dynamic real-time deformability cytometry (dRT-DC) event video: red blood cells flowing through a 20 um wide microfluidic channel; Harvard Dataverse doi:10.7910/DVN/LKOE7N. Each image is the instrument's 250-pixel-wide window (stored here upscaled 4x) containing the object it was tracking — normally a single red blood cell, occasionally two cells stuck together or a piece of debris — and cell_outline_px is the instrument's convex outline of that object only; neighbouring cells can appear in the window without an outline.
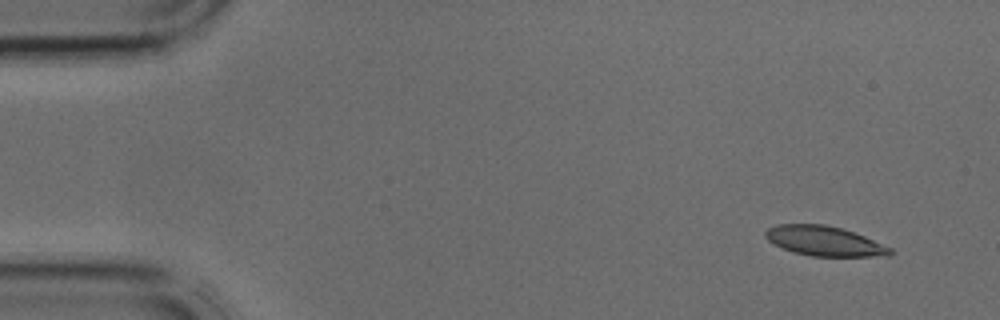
{"species": "common noctule bat (a hibernating species)", "species_latin": "Nyctalus noctula", "temperature_condition": "cold", "stored_images_in_passage": 3, "camera_frame_rate_fps": 3000, "um_per_image_px": 0.085, "animal": {"sex": "male", "body_mass_g": 17.9, "forearm_length_mm": 54.2}, "frame": {"image": 1, "passage_image": 1, "time_ms": 0.0, "image_size_px": [1000, 320], "cell_outline_px": [[892, 252], [888, 256], [812, 256], [792, 252], [768, 240], [764, 236], [764, 232], [768, 228], [776, 224], [824, 224], [840, 228], [864, 236], [892, 248]], "centroid_in_image_um": [70.05, 20.48], "position_along_channel_um": 15.0, "area_um2": 21.44}}
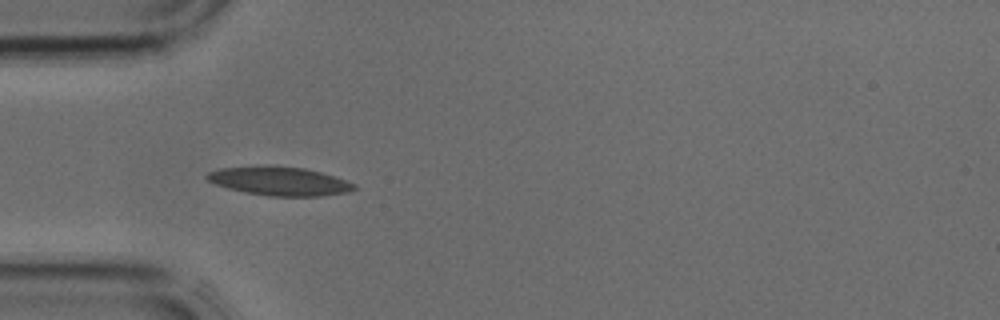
{"frame": {"image": 2, "passage_image": 3, "time_ms": 0.667, "image_size_px": [1000, 320], "cell_outline_px": [[356, 188], [348, 192], [320, 196], [268, 196], [244, 192], [228, 188], [216, 184], [208, 180], [204, 176], [208, 172], [220, 168], [264, 164], [272, 164], [304, 168], [320, 172], [356, 184]], "centroid_in_image_um": [23.7, 15.37], "position_along_channel_um": 61.3, "area_um2": 24.91}}